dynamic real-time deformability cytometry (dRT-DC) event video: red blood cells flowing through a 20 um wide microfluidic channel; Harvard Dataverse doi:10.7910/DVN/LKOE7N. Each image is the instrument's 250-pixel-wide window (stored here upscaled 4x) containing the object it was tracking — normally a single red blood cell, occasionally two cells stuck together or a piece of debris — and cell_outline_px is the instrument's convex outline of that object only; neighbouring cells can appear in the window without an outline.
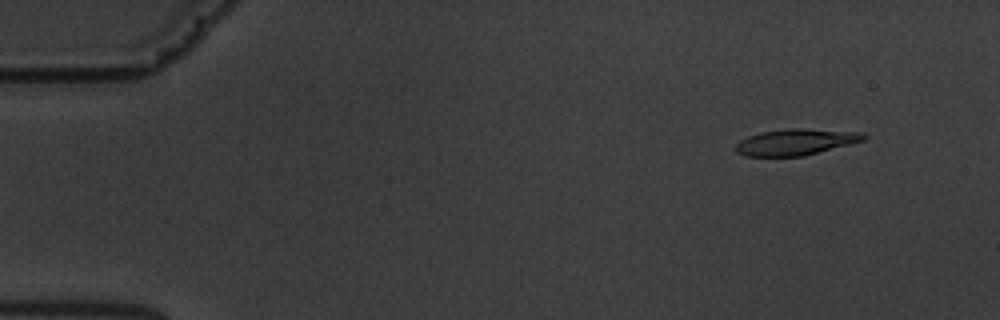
{"species": "common noctule bat (a hibernating species)", "species_latin": "Nyctalus noctula", "temperature_condition": "warm", "stored_images_in_passage": 5, "camera_frame_rate_fps": 3000, "um_per_image_px": 0.085, "animal": {"sex": "male", "body_mass_g": 19.5, "forearm_length_mm": 54.6}, "frame": {"image": 1, "passage_image": 1, "time_ms": 0.0, "image_size_px": [1000, 320], "cell_outline_px": [[868, 136], [864, 140], [804, 156], [748, 156], [736, 152], [736, 144], [740, 140], [748, 136], [760, 132], [784, 128], [804, 128], [864, 132]], "centroid_in_image_um": [67.65, 12.05], "position_along_channel_um": 17.3, "area_um2": 19.65}}
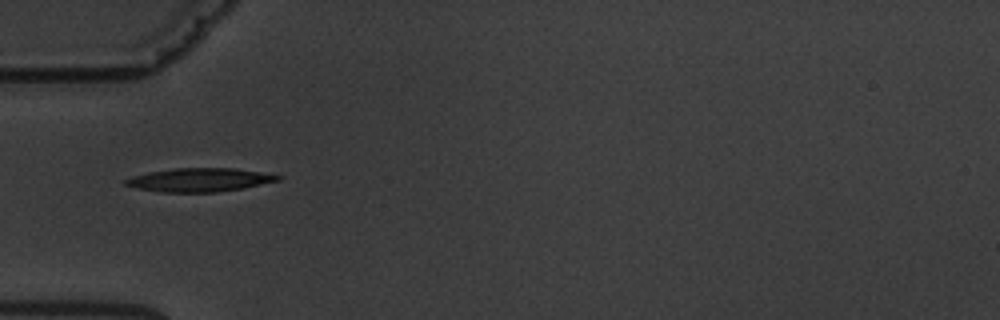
{"frame": {"image": 2, "passage_image": 4, "time_ms": 4.333, "image_size_px": [1000, 320], "cell_outline_px": [[284, 176], [280, 180], [244, 188], [216, 192], [160, 192], [136, 188], [124, 184], [124, 180], [132, 176], [148, 172], [176, 168], [236, 168]], "centroid_in_image_um": [16.97, 15.29], "position_along_channel_um": 68.0, "area_um2": 20.92}}
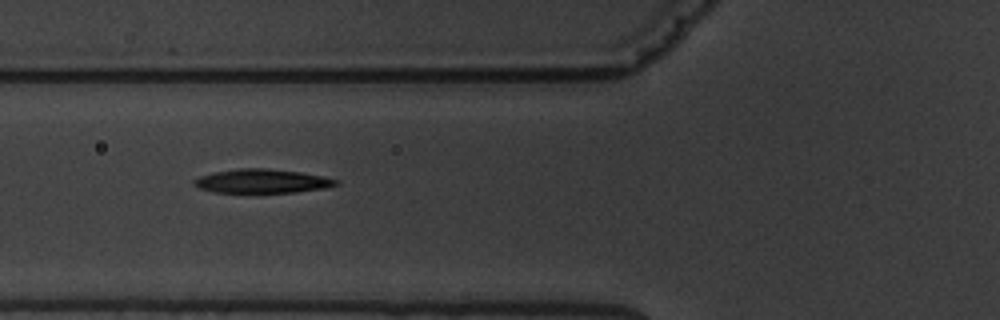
{"frame": {"image": 3, "passage_image": 5, "time_ms": 5.333, "image_size_px": [1000, 320], "cell_outline_px": [[340, 184], [324, 188], [296, 192], [212, 192], [200, 188], [192, 184], [192, 180], [200, 176], [212, 172], [240, 168], [264, 168], [300, 172], [340, 180]], "centroid_in_image_um": [22.24, 15.39], "position_along_channel_um": 103.6, "area_um2": 19.71}}